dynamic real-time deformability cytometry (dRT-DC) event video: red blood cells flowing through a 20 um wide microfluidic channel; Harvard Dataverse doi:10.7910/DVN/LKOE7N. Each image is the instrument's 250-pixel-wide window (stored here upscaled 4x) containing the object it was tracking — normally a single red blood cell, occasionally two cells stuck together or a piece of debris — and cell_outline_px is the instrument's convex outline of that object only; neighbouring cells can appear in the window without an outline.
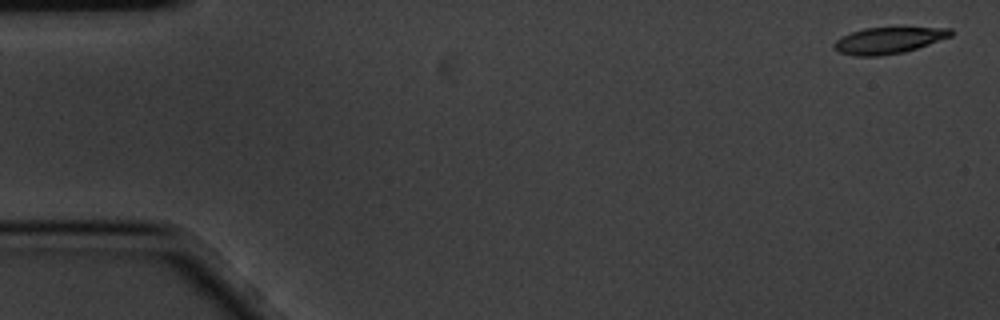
{"species": "common noctule bat (a hibernating species)", "species_latin": "Nyctalus noctula", "temperature_condition": "cold", "stored_images_in_passage": 5, "camera_frame_rate_fps": 3000, "um_per_image_px": 0.085, "animal": {"sex": "male", "body_mass_g": 20.1, "forearm_length_mm": 53.5}, "frame": {"image": 1, "passage_image": 1, "time_ms": 0.0, "image_size_px": [1000, 320], "cell_outline_px": [[952, 36], [904, 52], [880, 56], [852, 56], [840, 52], [832, 44], [840, 36], [864, 28], [952, 28]], "centroid_in_image_um": [75.49, 3.44], "position_along_channel_um": 9.5, "area_um2": 17.74}}
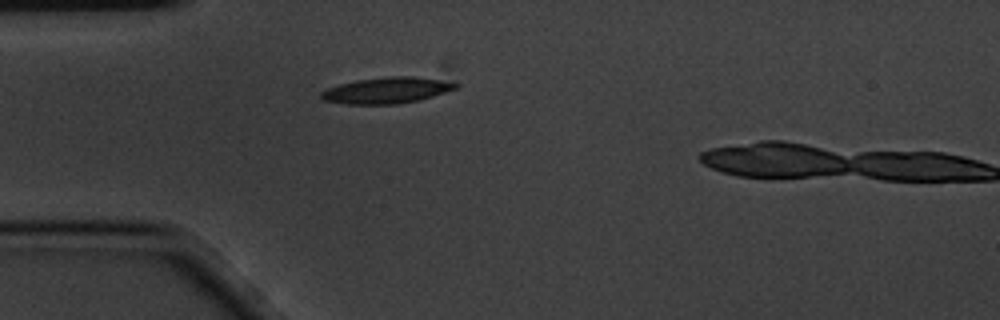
{"frame": {"image": 2, "passage_image": 4, "time_ms": 1.0, "image_size_px": [1000, 320], "cell_outline_px": [[460, 88], [432, 96], [416, 100], [396, 104], [348, 104], [324, 100], [320, 96], [320, 92], [324, 88], [356, 80], [388, 76], [412, 76], [460, 84]], "centroid_in_image_um": [32.83, 7.67], "position_along_channel_um": 52.2, "area_um2": 20.29}}